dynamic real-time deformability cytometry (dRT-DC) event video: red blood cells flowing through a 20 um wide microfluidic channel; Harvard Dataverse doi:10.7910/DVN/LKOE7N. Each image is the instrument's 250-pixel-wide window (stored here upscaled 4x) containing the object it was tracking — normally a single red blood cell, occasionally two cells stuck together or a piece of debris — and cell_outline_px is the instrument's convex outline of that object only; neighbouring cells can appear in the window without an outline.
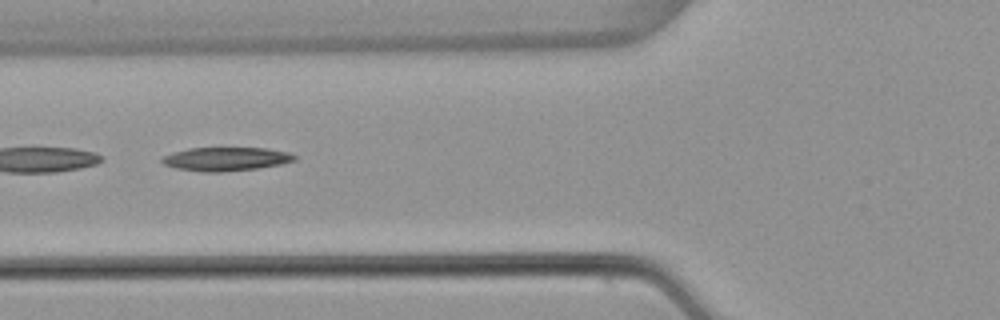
{"species": "common noctule bat (a hibernating species)", "species_latin": "Nyctalus noctula", "temperature_condition": "warm", "stored_images_in_passage": 52, "segment_of_instrument_passage": [2, 2], "camera_frame_rate_fps": 3000, "um_per_image_px": 0.085, "animal": {"sex": "female", "body_mass_g": 22.7, "forearm_length_mm": 54.2}, "frame": {"image": 1, "passage_image": 20, "time_ms": 6.333, "image_size_px": [1000, 320], "cell_outline_px": [[296, 160], [280, 164], [256, 168], [220, 172], [204, 172], [176, 168], [164, 164], [160, 160], [160, 156], [172, 152], [188, 148], [268, 148], [288, 152], [296, 156]], "centroid_in_image_um": [19.16, 13.5], "position_along_channel_um": 106.6, "area_um2": 18.26}}
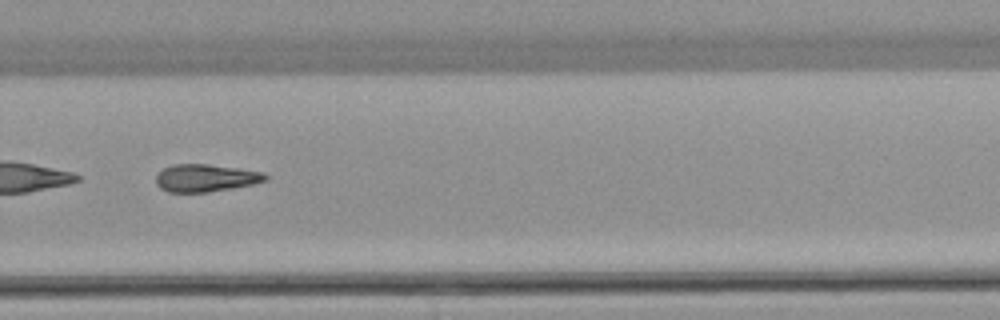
{"frame": {"image": 2, "passage_image": 36, "time_ms": 11.667, "image_size_px": [1000, 320], "cell_outline_px": [[268, 180], [256, 184], [208, 192], [168, 192], [160, 188], [156, 184], [156, 176], [164, 168], [172, 164], [208, 164], [264, 172], [268, 176]], "centroid_in_image_um": [17.5, 15.13], "position_along_channel_um": 312.3, "area_um2": 17.63}}